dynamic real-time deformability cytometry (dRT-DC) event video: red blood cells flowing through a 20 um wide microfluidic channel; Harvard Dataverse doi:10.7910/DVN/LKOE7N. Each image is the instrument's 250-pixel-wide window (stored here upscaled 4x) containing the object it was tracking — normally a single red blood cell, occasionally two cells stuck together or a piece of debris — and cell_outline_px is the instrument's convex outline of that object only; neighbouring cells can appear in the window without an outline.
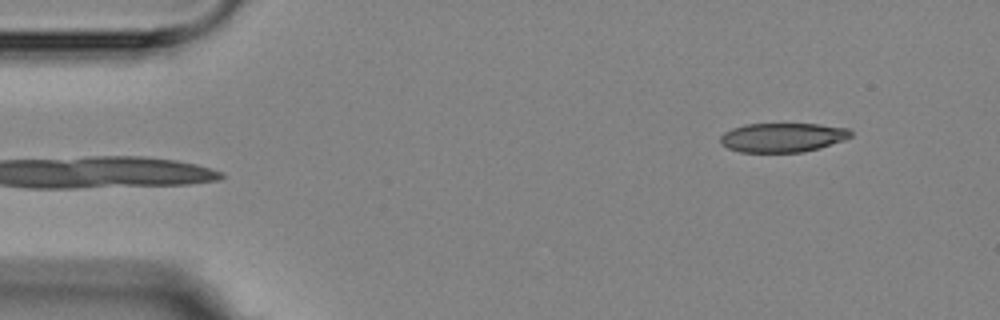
{"species": "Egyptian fruit bat (a non-hibernating species)", "species_latin": "Rousettus aegyptiacus", "temperature_condition": "room temperature", "stored_images_in_passage": 4, "segment_of_instrument_passage": [2, 2], "camera_frame_rate_fps": 3000, "um_per_image_px": 0.085, "animal": {"sex": "female"}, "frame": {"image": 1, "passage_image": 4, "time_ms": 4.333, "image_size_px": [1000, 320], "cell_outline_px": [[852, 136], [844, 140], [820, 148], [804, 152], [740, 152], [728, 148], [720, 144], [720, 136], [724, 132], [732, 128], [744, 124], [820, 124], [848, 128], [852, 132]], "centroid_in_image_um": [66.52, 11.68], "position_along_channel_um": 18.5, "area_um2": 22.37}}